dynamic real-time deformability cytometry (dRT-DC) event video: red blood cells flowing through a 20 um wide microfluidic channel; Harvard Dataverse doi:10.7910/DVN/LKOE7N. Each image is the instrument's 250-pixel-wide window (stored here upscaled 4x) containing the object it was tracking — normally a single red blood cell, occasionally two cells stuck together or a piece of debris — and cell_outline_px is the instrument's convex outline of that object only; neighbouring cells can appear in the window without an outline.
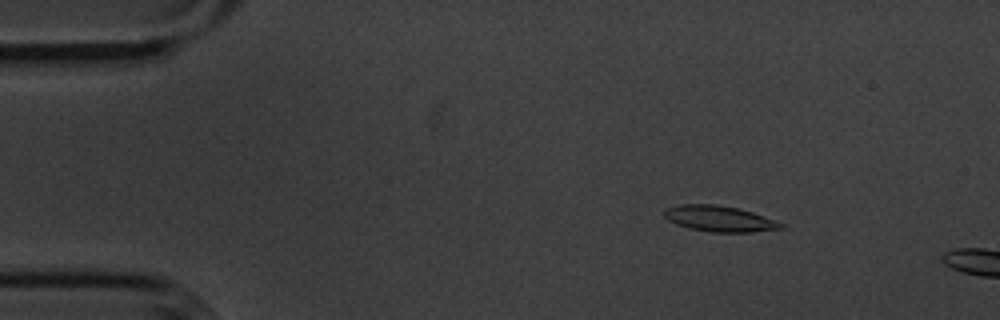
{"species": "common noctule bat (a hibernating species)", "species_latin": "Nyctalus noctula", "temperature_condition": "cold", "stored_images_in_passage": 11, "camera_frame_rate_fps": 3000, "um_per_image_px": 0.085, "animal": {"sex": "male", "body_mass_g": 20.1, "forearm_length_mm": 53.5}, "frame": {"image": 1, "passage_image": 7, "time_ms": 2.0, "image_size_px": [1000, 320], "cell_outline_px": [[784, 228], [752, 232], [712, 232], [688, 228], [676, 224], [668, 220], [664, 216], [664, 212], [668, 208], [680, 204], [712, 204], [740, 208], [752, 212], [784, 224]], "centroid_in_image_um": [61.14, 18.59], "position_along_channel_um": 23.9, "area_um2": 17.46}}